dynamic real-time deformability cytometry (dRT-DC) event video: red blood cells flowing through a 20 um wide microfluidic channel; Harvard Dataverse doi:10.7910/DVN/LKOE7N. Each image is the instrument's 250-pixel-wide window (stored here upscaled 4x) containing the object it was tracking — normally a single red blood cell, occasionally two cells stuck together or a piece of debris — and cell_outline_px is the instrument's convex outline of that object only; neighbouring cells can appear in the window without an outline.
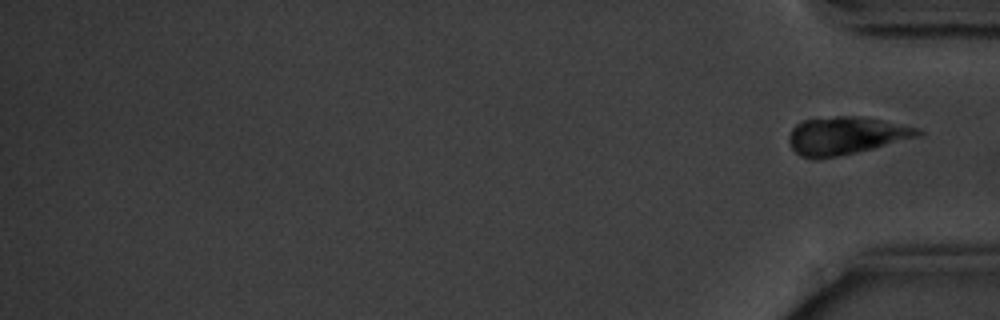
{"species": "common noctule bat (a hibernating species)", "species_latin": "Nyctalus noctula", "temperature_condition": "cold", "stored_images_in_passage": 13, "camera_frame_rate_fps": 3000, "um_per_image_px": 0.085, "animal": {"sex": "male", "body_mass_g": 20.1, "forearm_length_mm": 53.5}, "frame": {"image": 1, "passage_image": 13, "time_ms": 15.667, "image_size_px": [1000, 320], "cell_outline_px": [[924, 132], [920, 136], [856, 152], [836, 156], [800, 156], [792, 148], [788, 140], [788, 136], [792, 128], [796, 124], [804, 120], [836, 116], [864, 116], [920, 128]], "centroid_in_image_um": [71.94, 11.49], "position_along_channel_um": 363.3, "area_um2": 27.86}, "authors_computed_cell_mechanics": {"area_um2": 17.9758, "velocity_mm_per_s": 3.5416, "shape_relaxation_time_tau1_ms": 3.11, "shape_relaxation_time_tau2_ms": null, "deformation_change_tau1": 0.1152, "deformation_change_tau2": null}}